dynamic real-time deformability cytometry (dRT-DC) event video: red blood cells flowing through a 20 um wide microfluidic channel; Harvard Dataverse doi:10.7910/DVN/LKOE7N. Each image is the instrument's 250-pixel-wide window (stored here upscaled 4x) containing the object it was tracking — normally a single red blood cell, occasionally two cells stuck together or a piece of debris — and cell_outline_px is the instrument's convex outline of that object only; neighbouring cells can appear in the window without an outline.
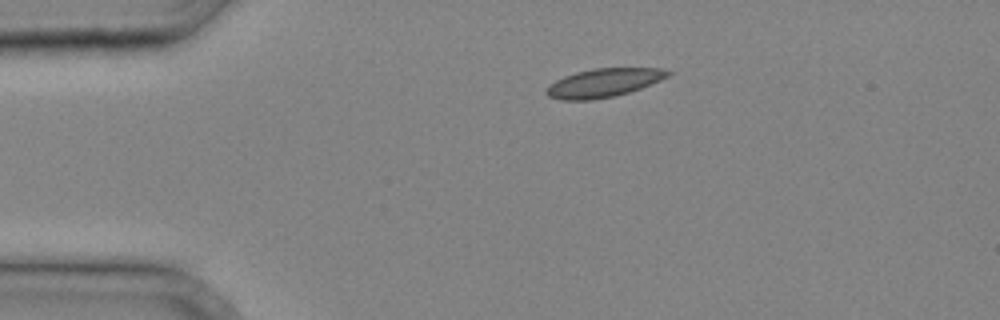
{"species": "common noctule bat (a hibernating species)", "species_latin": "Nyctalus noctula", "temperature_condition": "cold", "stored_images_in_passage": 27, "camera_frame_rate_fps": 3000, "um_per_image_px": 0.085, "animal": {"sex": "male", "body_mass_g": 20.4}, "frame": {"image": 1, "passage_image": 1, "time_ms": 0.0, "image_size_px": [1000, 320], "cell_outline_px": [[672, 72], [668, 76], [660, 80], [640, 88], [628, 92], [612, 96], [592, 100], [560, 100], [548, 96], [544, 92], [544, 88], [548, 84], [564, 76], [576, 72], [592, 68], [660, 68]], "centroid_in_image_um": [51.23, 7.04], "position_along_channel_um": 33.8, "area_um2": 20.23}}
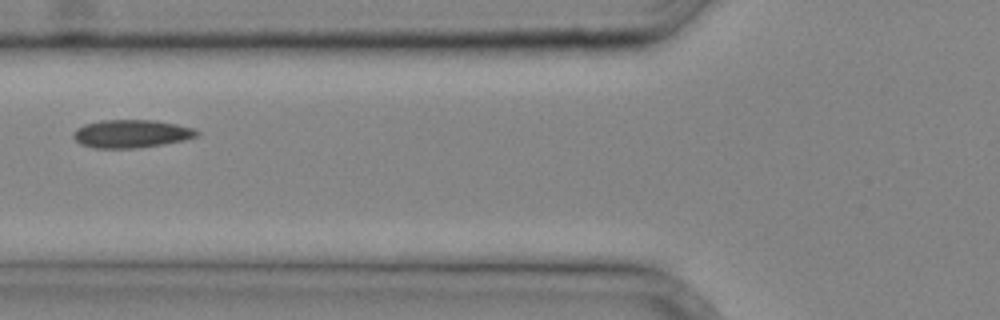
{"frame": {"image": 2, "passage_image": 8, "time_ms": 2.333, "image_size_px": [1000, 320], "cell_outline_px": [[200, 132], [196, 136], [184, 140], [164, 144], [136, 148], [96, 148], [80, 144], [72, 136], [72, 132], [76, 128], [84, 124], [100, 120], [156, 120], [196, 128]], "centroid_in_image_um": [11.15, 11.36], "position_along_channel_um": 114.6, "area_um2": 20.35}}
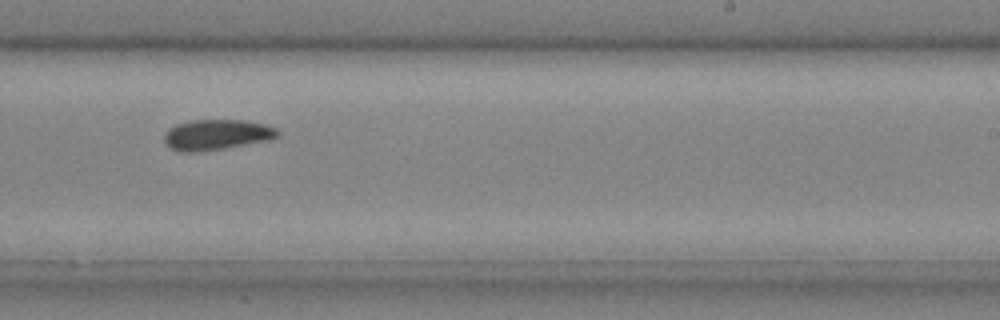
{"frame": {"image": 3, "passage_image": 17, "time_ms": 5.333, "image_size_px": [1000, 320], "cell_outline_px": [[280, 136], [268, 140], [224, 148], [200, 152], [180, 152], [168, 148], [164, 144], [164, 136], [168, 128], [176, 124], [192, 120], [244, 120], [264, 124], [276, 128], [280, 132]], "centroid_in_image_um": [18.37, 11.46], "position_along_channel_um": 270.6, "area_um2": 20.35}}